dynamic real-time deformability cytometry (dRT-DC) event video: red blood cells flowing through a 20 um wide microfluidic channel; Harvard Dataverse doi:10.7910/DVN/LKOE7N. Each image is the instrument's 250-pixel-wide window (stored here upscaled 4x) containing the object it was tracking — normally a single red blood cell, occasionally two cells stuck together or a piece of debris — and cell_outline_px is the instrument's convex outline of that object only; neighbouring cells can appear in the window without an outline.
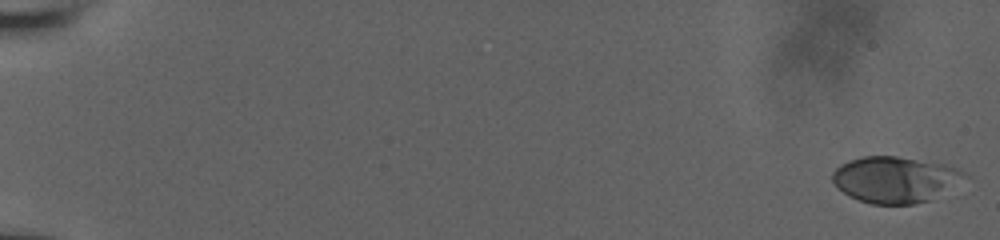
{"species": "human", "species_latin": "Homo sapiens", "temperature_condition": "room temperature", "stored_images_in_passage": 33, "camera_frame_rate_fps": 3000, "um_per_image_px": 0.085, "donor": {"sex": "male"}, "frame": {"image": 1, "passage_image": 1, "time_ms": 0.0, "image_size_px": [1000, 240], "cell_outline_px": [[968, 176], [928, 200], [912, 204], [872, 204], [860, 200], [844, 192], [832, 180], [832, 172], [840, 164], [864, 156], [896, 156], [944, 164], [956, 168], [964, 172]], "centroid_in_image_um": [76.05, 15.24], "position_along_channel_um": 9.0, "area_um2": 34.68}}
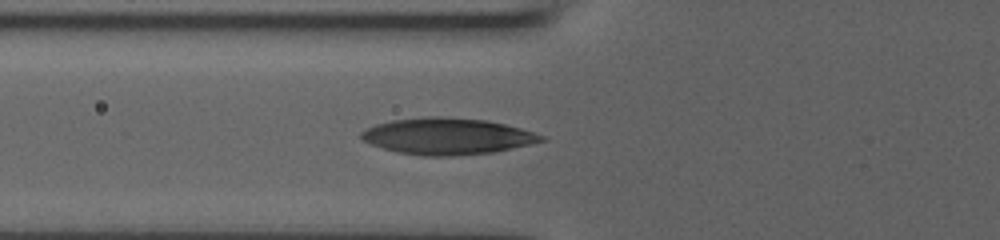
{"frame": {"image": 2, "passage_image": 22, "time_ms": 7.667, "image_size_px": [1000, 240], "cell_outline_px": [[548, 140], [532, 144], [492, 152], [452, 156], [424, 156], [396, 152], [372, 144], [364, 140], [360, 136], [360, 132], [376, 124], [392, 120], [424, 116], [440, 116], [488, 120], [520, 128], [544, 136]], "centroid_in_image_um": [38.03, 11.57], "position_along_channel_um": 87.8, "area_um2": 38.21}}
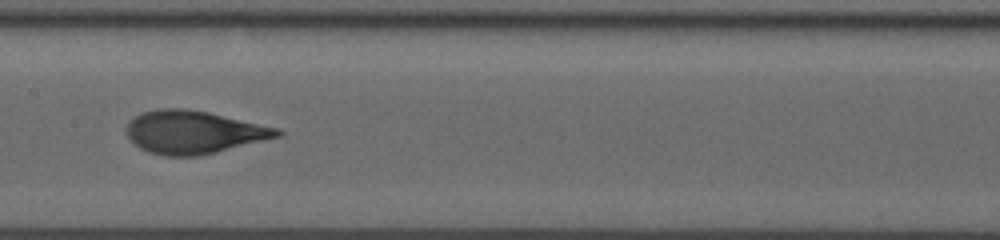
{"frame": {"image": 3, "passage_image": 32, "time_ms": 10.333, "image_size_px": [1000, 240], "cell_outline_px": [[284, 136], [200, 156], [164, 156], [148, 152], [140, 148], [128, 136], [128, 120], [140, 112], [156, 108], [184, 108], [208, 112], [280, 128], [284, 132]], "centroid_in_image_um": [16.51, 11.23], "position_along_channel_um": 190.9, "area_um2": 38.09}}